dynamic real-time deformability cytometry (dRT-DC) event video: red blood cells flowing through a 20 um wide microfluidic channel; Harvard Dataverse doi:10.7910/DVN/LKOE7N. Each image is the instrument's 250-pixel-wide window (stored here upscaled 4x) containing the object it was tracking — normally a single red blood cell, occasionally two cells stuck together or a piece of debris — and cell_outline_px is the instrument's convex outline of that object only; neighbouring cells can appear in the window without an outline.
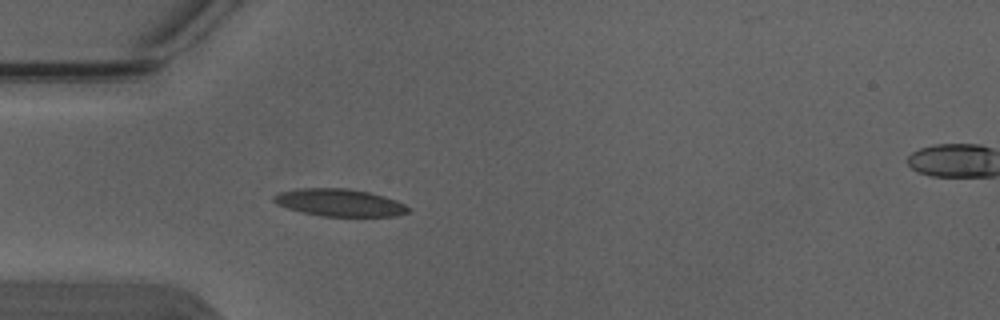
{"species": "Egyptian fruit bat (a non-hibernating species)", "species_latin": "Rousettus aegyptiacus", "temperature_condition": "warm", "stored_images_in_passage": 5, "segment_of_instrument_passage": [1, 2], "camera_frame_rate_fps": 3000, "um_per_image_px": 0.085, "animal": {"sex": "male"}, "frame": {"image": 1, "passage_image": 4, "time_ms": 1.0, "image_size_px": [1000, 320], "cell_outline_px": [[412, 208], [408, 212], [396, 216], [320, 216], [300, 212], [276, 204], [272, 200], [272, 196], [280, 192], [300, 188], [348, 188], [368, 192], [384, 196], [396, 200]], "centroid_in_image_um": [28.85, 17.22], "position_along_channel_um": 56.1, "area_um2": 21.56}}